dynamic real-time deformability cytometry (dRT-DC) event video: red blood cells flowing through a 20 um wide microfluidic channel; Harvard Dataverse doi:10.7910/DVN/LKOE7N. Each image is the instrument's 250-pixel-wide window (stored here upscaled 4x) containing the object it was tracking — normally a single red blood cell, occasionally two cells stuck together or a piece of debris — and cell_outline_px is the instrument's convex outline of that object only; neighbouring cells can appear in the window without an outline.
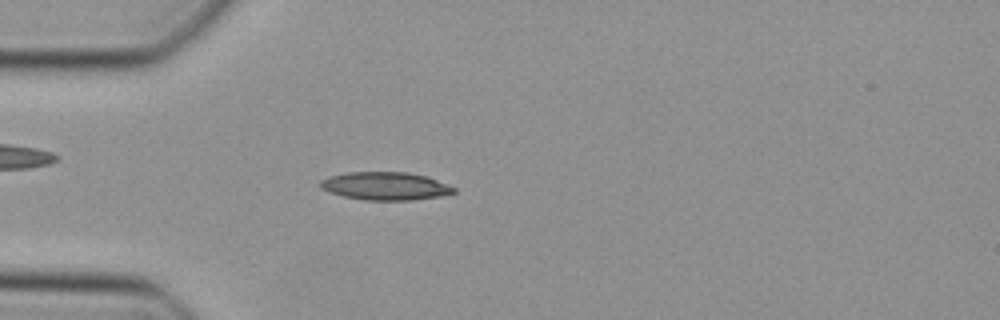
{"species": "Egyptian fruit bat (a non-hibernating species)", "species_latin": "Rousettus aegyptiacus", "temperature_condition": "cold", "stored_images_in_passage": 47, "camera_frame_rate_fps": 3000, "um_per_image_px": 0.085, "animal": {"sex": "female"}, "frame": {"image": 1, "passage_image": 13, "time_ms": 4.0, "image_size_px": [1000, 320], "cell_outline_px": [[456, 192], [440, 196], [412, 200], [364, 200], [344, 196], [328, 192], [320, 188], [320, 180], [328, 176], [348, 172], [408, 172], [428, 176], [448, 184], [456, 188]], "centroid_in_image_um": [32.75, 15.81], "position_along_channel_um": 52.2, "area_um2": 21.96}}
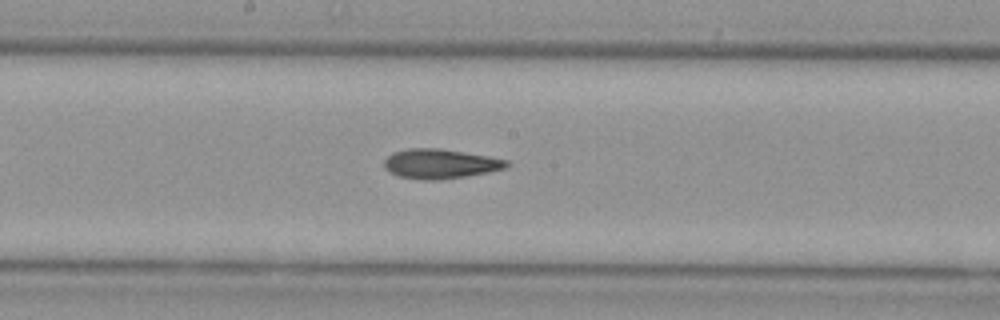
{"frame": {"image": 2, "passage_image": 25, "time_ms": 8.0, "image_size_px": [1000, 320], "cell_outline_px": [[512, 164], [504, 168], [488, 172], [464, 176], [436, 180], [424, 180], [400, 176], [384, 168], [384, 160], [392, 152], [408, 148], [440, 148], [488, 156], [508, 160]], "centroid_in_image_um": [37.42, 13.91], "position_along_channel_um": 210.8, "area_um2": 20.98}}
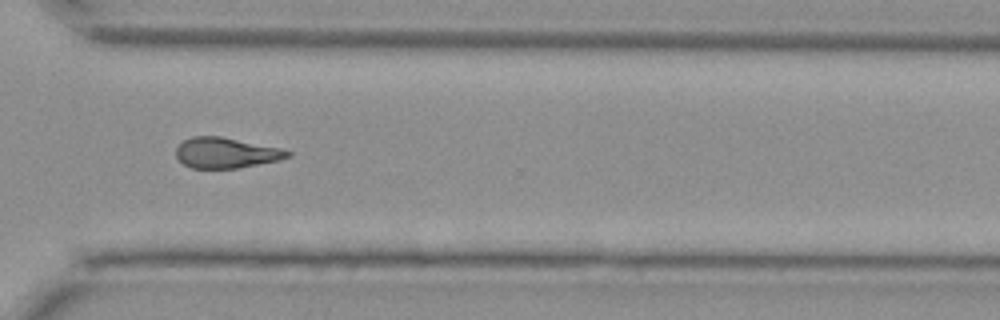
{"frame": {"image": 3, "passage_image": 35, "time_ms": 11.333, "image_size_px": [1000, 320], "cell_outline_px": [[292, 156], [280, 160], [236, 168], [192, 168], [184, 164], [176, 156], [176, 148], [184, 140], [192, 136], [220, 136], [280, 148], [292, 152]], "centroid_in_image_um": [19.22, 12.99], "position_along_channel_um": 351.4, "area_um2": 19.71}}